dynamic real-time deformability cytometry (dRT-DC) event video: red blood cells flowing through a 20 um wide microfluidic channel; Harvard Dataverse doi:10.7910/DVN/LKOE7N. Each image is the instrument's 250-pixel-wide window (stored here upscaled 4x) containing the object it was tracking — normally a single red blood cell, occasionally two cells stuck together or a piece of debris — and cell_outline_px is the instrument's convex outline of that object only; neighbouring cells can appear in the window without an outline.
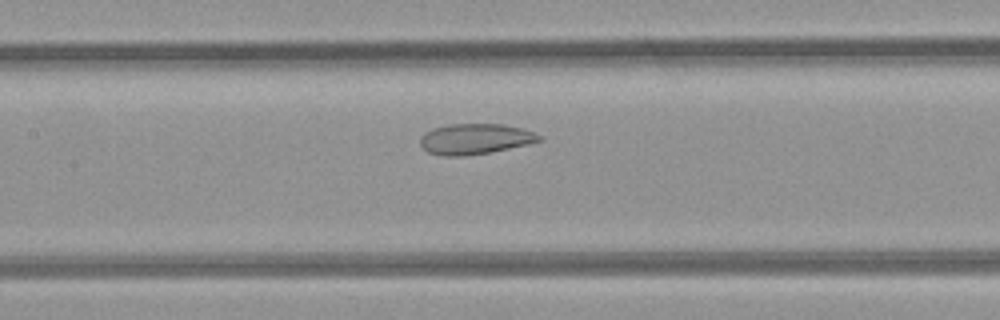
{"species": "common noctule bat (a hibernating species)", "species_latin": "Nyctalus noctula", "temperature_condition": "room temperature", "stored_images_in_passage": 33, "camera_frame_rate_fps": 3000, "um_per_image_px": 0.085, "animal": {"sex": "female", "body_mass_g": 21.9}, "frame": {"image": 1, "passage_image": 10, "time_ms": 3.0, "image_size_px": [1000, 320], "cell_outline_px": [[544, 140], [528, 144], [488, 152], [464, 156], [444, 156], [428, 152], [420, 144], [420, 136], [424, 132], [432, 128], [452, 124], [504, 124], [520, 128], [544, 136]], "centroid_in_image_um": [40.38, 11.8], "position_along_channel_um": 167.0, "area_um2": 21.15}}
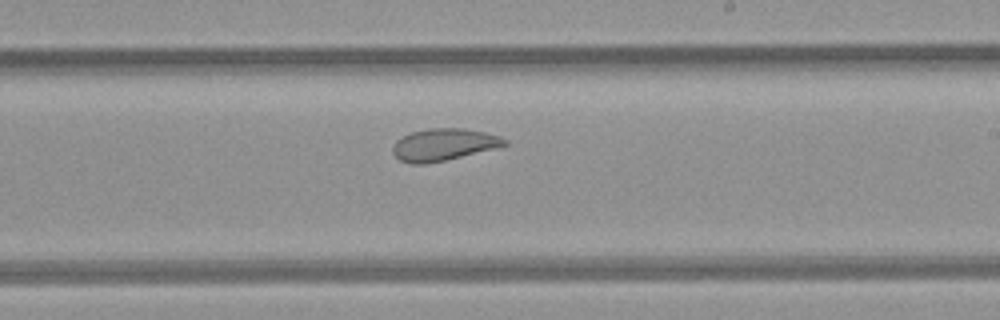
{"frame": {"image": 2, "passage_image": 16, "time_ms": 5.0, "image_size_px": [1000, 320], "cell_outline_px": [[508, 144], [496, 148], [444, 160], [424, 164], [412, 164], [400, 160], [392, 152], [392, 148], [396, 140], [412, 132], [428, 128], [464, 128], [484, 132], [500, 136], [508, 140]], "centroid_in_image_um": [37.71, 12.28], "position_along_channel_um": 251.3, "area_um2": 20.75}}
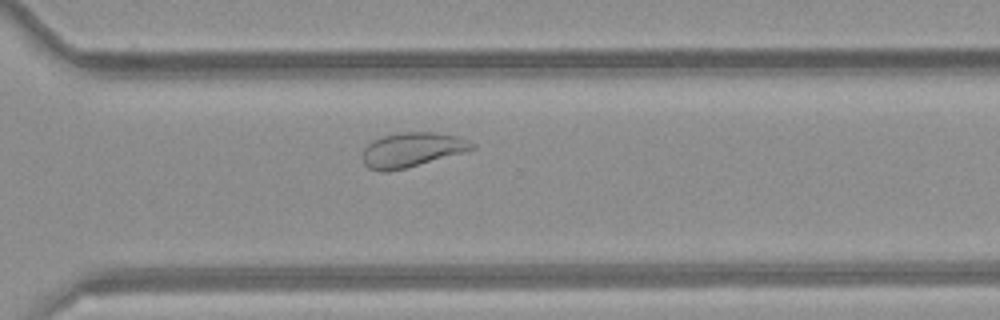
{"frame": {"image": 3, "passage_image": 22, "time_ms": 7.0, "image_size_px": [1000, 320], "cell_outline_px": [[476, 148], [464, 152], [404, 168], [388, 172], [380, 172], [368, 168], [364, 164], [364, 148], [372, 140], [384, 136], [400, 132], [436, 132], [456, 136], [468, 140], [476, 144]], "centroid_in_image_um": [35.02, 12.72], "position_along_channel_um": 335.6, "area_um2": 21.85}, "authors_computed_cell_mechanics": {"area_um2": 22.8888, "velocity_mm_per_s": 4.229, "shape_relaxation_time_tau1_ms": null, "shape_relaxation_time_tau2_ms": 1.5535, "deformation_change_tau1": null, "deformation_change_tau2": 0.0786}}